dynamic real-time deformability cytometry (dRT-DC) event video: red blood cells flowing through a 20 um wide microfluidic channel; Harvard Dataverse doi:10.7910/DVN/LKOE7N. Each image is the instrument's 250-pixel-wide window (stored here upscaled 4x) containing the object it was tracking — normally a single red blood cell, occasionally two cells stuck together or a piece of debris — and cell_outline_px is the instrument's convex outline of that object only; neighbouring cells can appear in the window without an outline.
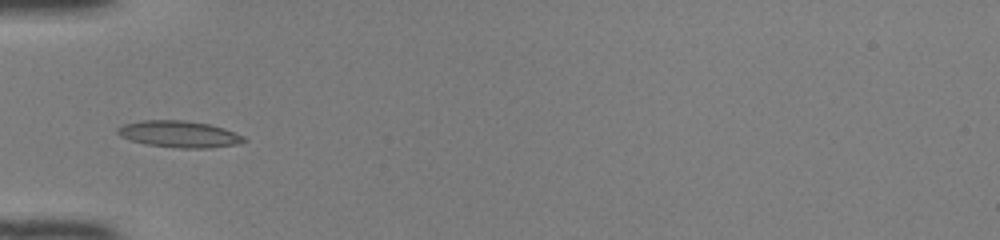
{"species": "common noctule bat (a hibernating species)", "species_latin": "Nyctalus noctula", "temperature_condition": "room temperature", "stored_images_in_passage": 33, "camera_frame_rate_fps": 3000, "um_per_image_px": 0.085, "animal": {"sex": "female", "body_mass_g": 22.0, "forearm_length_mm": 56.7}, "frame": {"image": 1, "passage_image": 1, "time_ms": 0.0, "image_size_px": [1000, 240], "cell_outline_px": [[248, 140], [236, 144], [208, 148], [180, 148], [144, 144], [128, 140], [120, 136], [116, 132], [116, 128], [124, 124], [144, 120], [184, 120], [208, 124], [224, 128], [244, 136]], "centroid_in_image_um": [15.2, 11.4], "position_along_channel_um": 69.8, "area_um2": 19.65}}
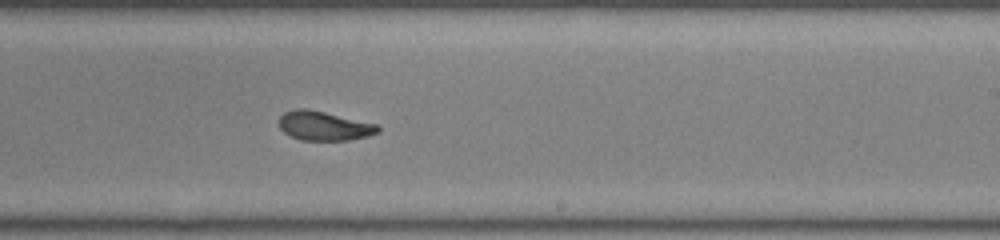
{"frame": {"image": 2, "passage_image": 15, "time_ms": 4.667, "image_size_px": [1000, 240], "cell_outline_px": [[380, 132], [368, 136], [348, 140], [300, 140], [284, 132], [280, 128], [280, 116], [284, 112], [296, 108], [304, 108], [324, 112], [376, 124], [380, 128]], "centroid_in_image_um": [27.54, 10.7], "position_along_channel_um": 261.5, "area_um2": 16.65}}
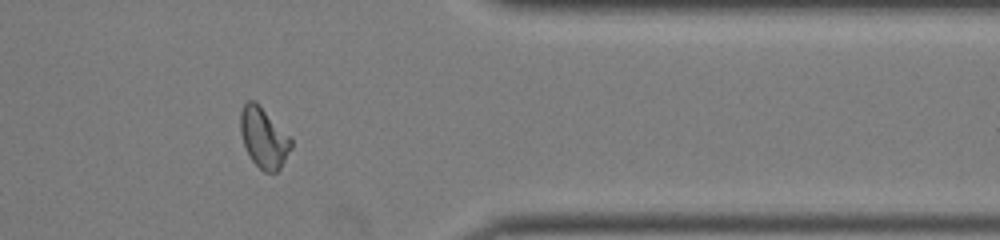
{"frame": {"image": 3, "passage_image": 25, "time_ms": 8.0, "image_size_px": [1000, 240], "cell_outline_px": [[292, 148], [280, 168], [276, 172], [264, 172], [252, 160], [244, 144], [240, 132], [240, 112], [244, 104], [248, 100], [252, 100], [292, 140]], "centroid_in_image_um": [22.4, 11.76], "position_along_channel_um": 389.0, "area_um2": 17.05}, "authors_computed_cell_mechanics": {"area_um2": 16.9932, "velocity_mm_per_s": 4.1312, "shape_relaxation_time_tau1_ms": 5.6954, "shape_relaxation_time_tau2_ms": 1.8808, "deformation_change_tau1": 0.2028, "deformation_change_tau2": 0.0432}}